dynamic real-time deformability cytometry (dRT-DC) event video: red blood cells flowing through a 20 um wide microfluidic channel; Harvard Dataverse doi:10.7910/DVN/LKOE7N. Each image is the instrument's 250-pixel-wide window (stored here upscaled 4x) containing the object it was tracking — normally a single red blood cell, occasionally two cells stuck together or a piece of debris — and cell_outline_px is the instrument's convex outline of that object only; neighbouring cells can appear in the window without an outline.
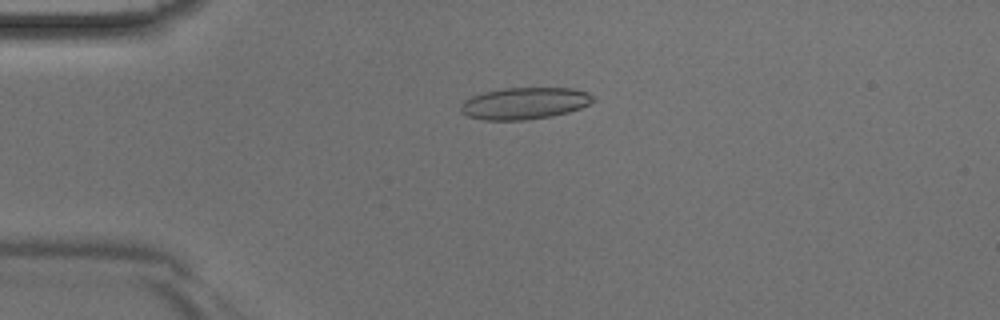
{"species": "Egyptian fruit bat (a non-hibernating species)", "species_latin": "Rousettus aegyptiacus", "temperature_condition": "room temperature", "stored_images_in_passage": 39, "camera_frame_rate_fps": 3000, "um_per_image_px": 0.085, "animal": {"sex": "male"}, "frame": {"image": 1, "passage_image": 5, "time_ms": 1.333, "image_size_px": [1000, 320], "cell_outline_px": [[596, 100], [580, 108], [568, 112], [552, 116], [524, 120], [484, 120], [468, 116], [460, 112], [460, 104], [464, 100], [472, 96], [484, 92], [504, 88], [572, 88], [588, 92], [596, 96]], "centroid_in_image_um": [44.6, 8.78], "position_along_channel_um": 40.4, "area_um2": 24.68}}
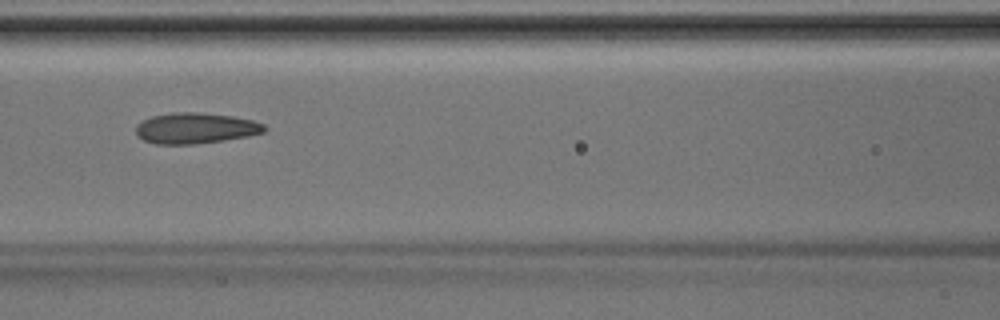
{"frame": {"image": 2, "passage_image": 14, "time_ms": 4.333, "image_size_px": [1000, 320], "cell_outline_px": [[268, 128], [264, 132], [248, 136], [224, 140], [196, 144], [156, 144], [144, 140], [136, 136], [136, 124], [140, 120], [152, 116], [172, 112], [200, 112], [232, 116], [252, 120], [264, 124]], "centroid_in_image_um": [16.59, 10.89], "position_along_channel_um": 150.0, "area_um2": 23.29}}
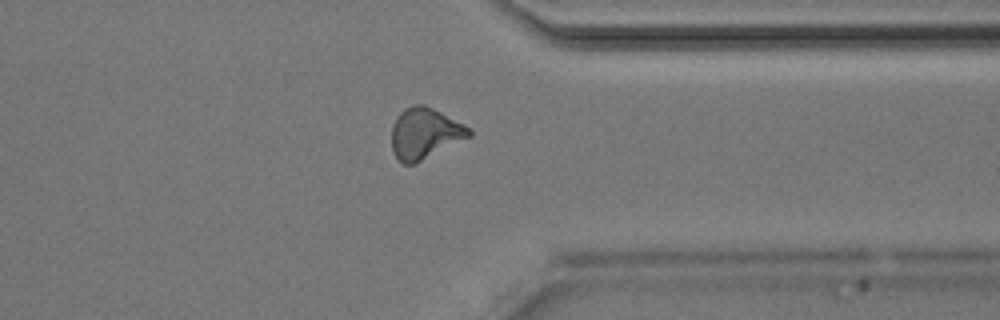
{"frame": {"image": 3, "passage_image": 29, "time_ms": 9.333, "image_size_px": [1000, 320], "cell_outline_px": [[472, 136], [416, 164], [400, 164], [396, 160], [392, 152], [392, 124], [396, 116], [404, 108], [412, 104], [424, 104], [464, 124], [472, 132]], "centroid_in_image_um": [36.07, 11.36], "position_along_channel_um": 375.3, "area_um2": 23.41}}